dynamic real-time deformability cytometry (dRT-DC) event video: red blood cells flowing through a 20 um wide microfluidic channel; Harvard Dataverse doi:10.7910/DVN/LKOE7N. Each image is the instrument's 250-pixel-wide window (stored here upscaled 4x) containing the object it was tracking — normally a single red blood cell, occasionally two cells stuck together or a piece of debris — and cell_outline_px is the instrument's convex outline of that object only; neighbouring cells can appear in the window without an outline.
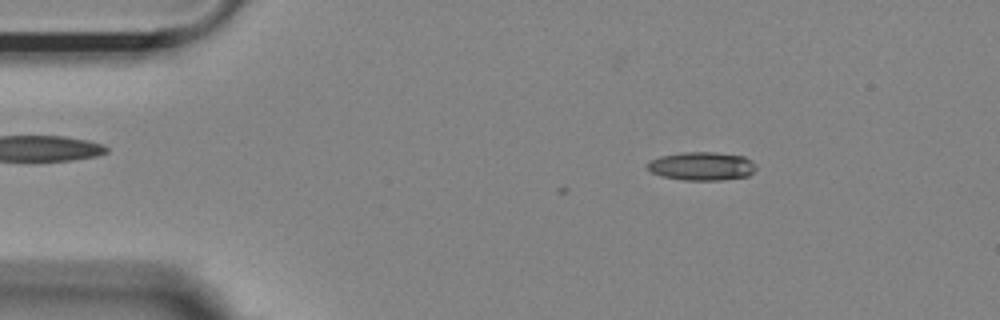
{"species": "Egyptian fruit bat (a non-hibernating species)", "species_latin": "Rousettus aegyptiacus", "temperature_condition": "room temperature", "stored_images_in_passage": 4, "camera_frame_rate_fps": 3000, "um_per_image_px": 0.085, "animal": {"sex": "female"}, "frame": {"image": 1, "passage_image": 4, "time_ms": 1.0, "image_size_px": [1000, 320], "cell_outline_px": [[756, 168], [748, 176], [720, 180], [684, 180], [660, 176], [652, 172], [644, 164], [648, 160], [660, 156], [680, 152], [716, 152], [744, 156], [752, 160], [756, 164]], "centroid_in_image_um": [59.62, 14.11], "position_along_channel_um": 25.4, "area_um2": 18.26}}